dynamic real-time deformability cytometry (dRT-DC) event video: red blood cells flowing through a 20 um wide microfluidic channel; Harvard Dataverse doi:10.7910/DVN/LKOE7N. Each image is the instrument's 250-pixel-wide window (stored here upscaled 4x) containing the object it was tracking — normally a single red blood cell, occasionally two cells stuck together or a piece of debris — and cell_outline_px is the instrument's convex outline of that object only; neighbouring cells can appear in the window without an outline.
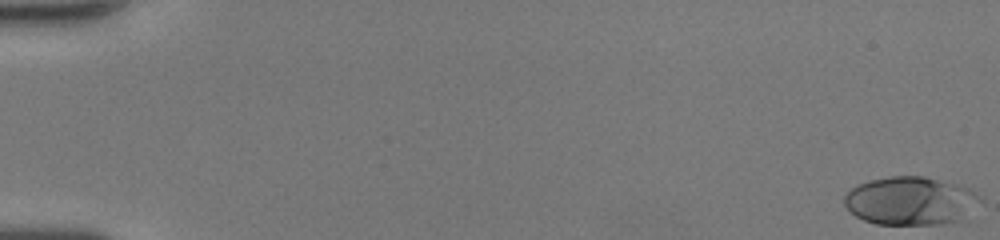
{"species": "human", "species_latin": "Homo sapiens", "temperature_condition": "room temperature", "stored_images_in_passage": 50, "camera_frame_rate_fps": 3000, "um_per_image_px": 0.085, "donor": {"sex": "female"}, "frame": {"image": 1, "passage_image": 1, "time_ms": 0.0, "image_size_px": [1000, 240], "cell_outline_px": [[984, 200], [960, 220], [944, 224], [876, 224], [864, 220], [856, 216], [844, 204], [844, 196], [852, 188], [860, 184], [872, 180], [892, 176], [924, 176], [960, 184], [968, 188]], "centroid_in_image_um": [77.43, 17.07], "position_along_channel_um": 7.6, "area_um2": 38.15}}
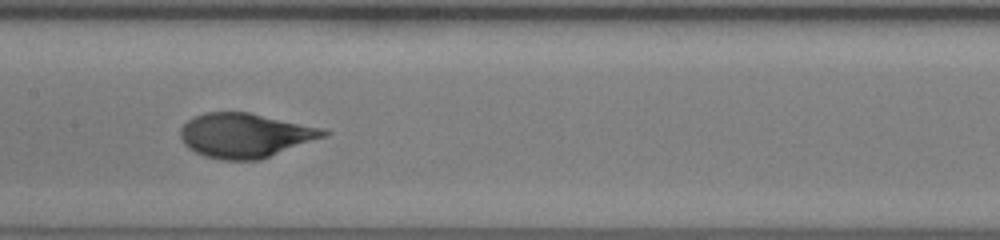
{"frame": {"image": 2, "passage_image": 27, "time_ms": 8.667, "image_size_px": [1000, 240], "cell_outline_px": [[332, 132], [328, 136], [260, 160], [220, 160], [204, 156], [188, 148], [184, 144], [180, 136], [180, 128], [188, 120], [196, 116], [208, 112], [248, 112], [324, 128]], "centroid_in_image_um": [20.88, 11.51], "position_along_channel_um": 186.5, "area_um2": 37.28}}
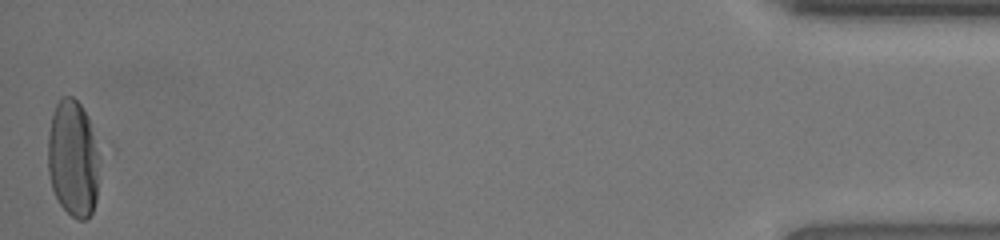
{"frame": {"image": 3, "passage_image": 50, "time_ms": 16.333, "image_size_px": [1000, 240], "cell_outline_px": [[100, 144], [96, 200], [92, 212], [84, 220], [80, 220], [72, 216], [60, 204], [52, 188], [48, 172], [48, 132], [52, 112], [60, 96], [72, 96], [80, 104], [88, 116]], "centroid_in_image_um": [6.22, 13.41], "position_along_channel_um": 429.0, "area_um2": 35.84}, "authors_computed_cell_mechanics": {"area_um2": 35.6915, "velocity_mm_per_s": 4.292, "shape_relaxation_time_tau1_ms": 3.9867, "shape_relaxation_time_tau2_ms": null, "deformation_change_tau1": 0.2163, "deformation_change_tau2": null}}